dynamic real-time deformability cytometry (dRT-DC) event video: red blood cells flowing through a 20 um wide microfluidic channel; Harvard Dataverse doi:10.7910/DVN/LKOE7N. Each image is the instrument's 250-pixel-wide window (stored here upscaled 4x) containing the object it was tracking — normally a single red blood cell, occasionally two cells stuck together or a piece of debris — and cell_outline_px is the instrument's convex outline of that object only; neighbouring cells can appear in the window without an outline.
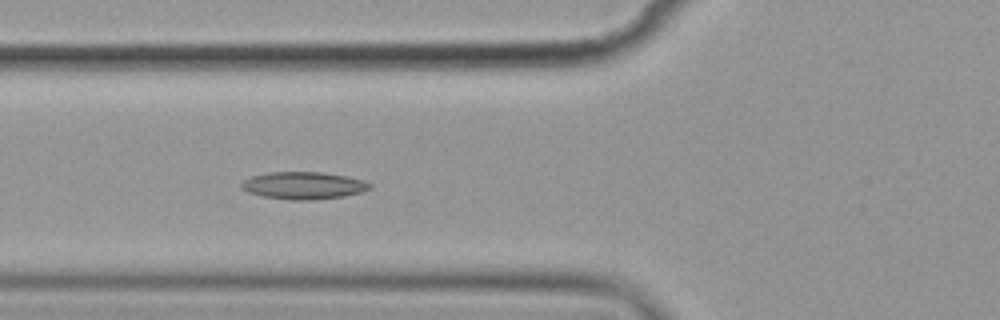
{"species": "common noctule bat (a hibernating species)", "species_latin": "Nyctalus noctula", "temperature_condition": "cold", "stored_images_in_passage": 7, "camera_frame_rate_fps": 3000, "um_per_image_px": 0.085, "animal": {"sex": "female", "body_mass_g": 19.9}, "frame": {"image": 1, "passage_image": 7, "time_ms": 7.0, "image_size_px": [1000, 320], "cell_outline_px": [[372, 188], [360, 192], [344, 196], [312, 200], [288, 200], [264, 196], [248, 192], [240, 188], [240, 184], [244, 180], [252, 176], [268, 172], [324, 172], [364, 180], [372, 184]], "centroid_in_image_um": [25.79, 15.77], "position_along_channel_um": 100.0, "area_um2": 20.46}}